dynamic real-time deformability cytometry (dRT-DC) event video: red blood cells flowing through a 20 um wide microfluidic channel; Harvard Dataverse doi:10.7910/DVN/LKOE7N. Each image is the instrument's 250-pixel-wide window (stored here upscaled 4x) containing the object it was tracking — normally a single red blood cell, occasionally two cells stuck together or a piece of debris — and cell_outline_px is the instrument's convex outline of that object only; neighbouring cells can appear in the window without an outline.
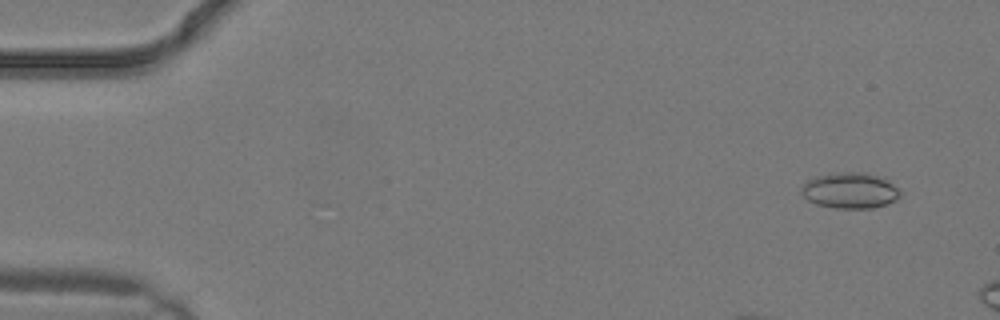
{"species": "common noctule bat (a hibernating species)", "species_latin": "Nyctalus noctula", "temperature_condition": "warm", "stored_images_in_passage": 3, "camera_frame_rate_fps": 3000, "um_per_image_px": 0.085, "animal": {"sex": "male", "body_mass_g": 19.2, "forearm_length_mm": 51.8}, "frame": {"image": 1, "passage_image": 2, "time_ms": 0.333, "image_size_px": [1000, 320], "cell_outline_px": [[900, 196], [896, 200], [872, 208], [836, 208], [816, 204], [808, 200], [800, 192], [800, 188], [808, 180], [816, 176], [840, 172], [864, 172], [884, 176], [900, 192]], "centroid_in_image_um": [72.25, 16.18], "position_along_channel_um": 12.8, "area_um2": 20.63}}